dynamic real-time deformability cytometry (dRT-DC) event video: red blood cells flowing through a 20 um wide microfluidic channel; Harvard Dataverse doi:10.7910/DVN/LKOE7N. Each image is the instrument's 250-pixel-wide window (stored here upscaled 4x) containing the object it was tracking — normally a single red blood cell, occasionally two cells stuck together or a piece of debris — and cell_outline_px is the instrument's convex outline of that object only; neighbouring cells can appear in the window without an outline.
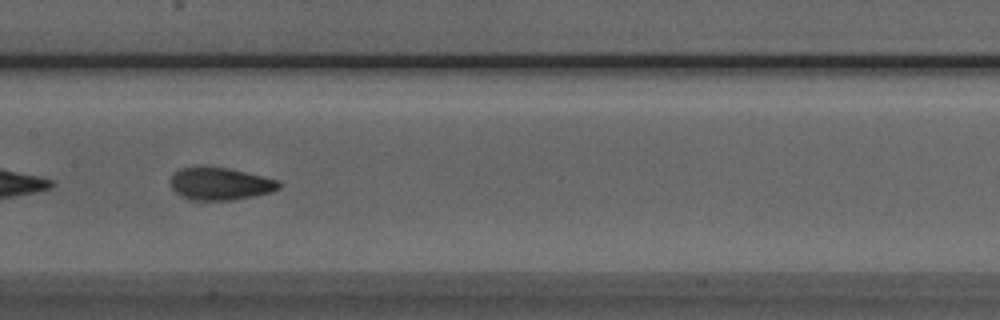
{"species": "Egyptian fruit bat (a non-hibernating species)", "species_latin": "Rousettus aegyptiacus", "temperature_condition": "room temperature", "stored_images_in_passage": 27, "camera_frame_rate_fps": 3000, "um_per_image_px": 0.085, "animal": {"sex": "male"}, "frame": {"image": 1, "passage_image": 14, "time_ms": 4.333, "image_size_px": [1000, 320], "cell_outline_px": [[280, 188], [272, 192], [232, 200], [188, 200], [180, 196], [172, 188], [172, 176], [180, 168], [204, 164], [228, 168], [280, 180]], "centroid_in_image_um": [18.7, 15.6], "position_along_channel_um": 188.7, "area_um2": 20.87}}
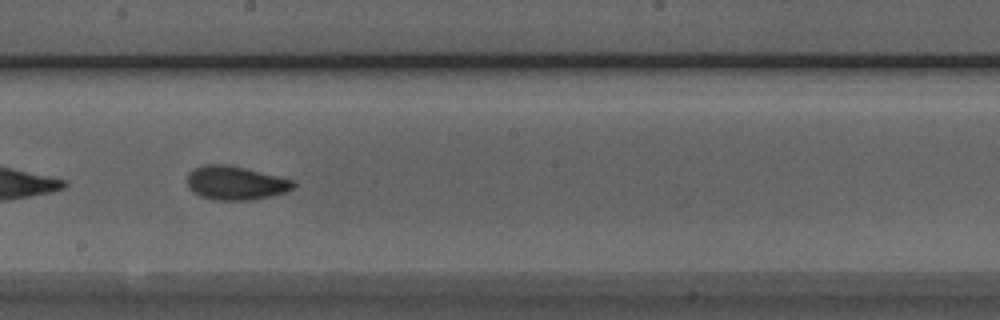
{"frame": {"image": 2, "passage_image": 17, "time_ms": 5.333, "image_size_px": [1000, 320], "cell_outline_px": [[296, 184], [292, 188], [284, 192], [272, 196], [252, 200], [212, 200], [200, 196], [192, 192], [188, 184], [188, 172], [204, 164], [228, 164], [292, 180]], "centroid_in_image_um": [19.98, 15.56], "position_along_channel_um": 228.2, "area_um2": 20.75}, "authors_computed_cell_mechanics": {"area_um2": 20.7502, "velocity_mm_per_s": 3.9571, "shape_relaxation_time_tau1_ms": 2.6185, "shape_relaxation_time_tau2_ms": 1.2499, "deformation_change_tau1": 0.1064, "deformation_change_tau2": 0.0584}}